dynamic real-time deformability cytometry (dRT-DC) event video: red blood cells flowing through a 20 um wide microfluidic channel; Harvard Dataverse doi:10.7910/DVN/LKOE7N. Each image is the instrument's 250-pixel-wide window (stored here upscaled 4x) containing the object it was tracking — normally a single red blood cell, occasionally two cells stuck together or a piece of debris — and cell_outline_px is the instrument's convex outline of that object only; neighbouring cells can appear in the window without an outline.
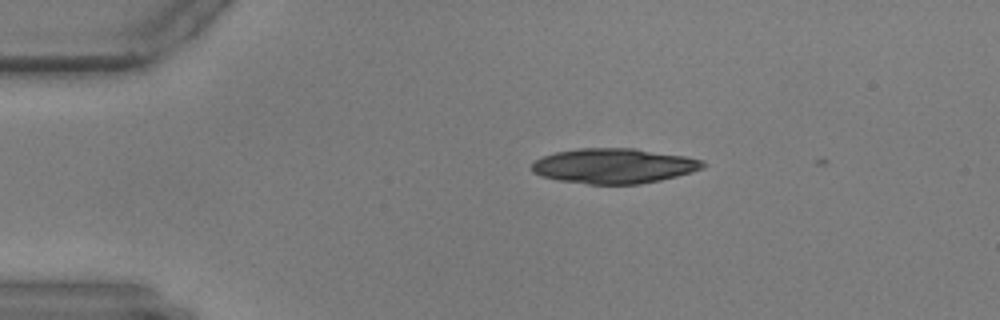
{"species": "common noctule bat (a hibernating species)", "species_latin": "Nyctalus noctula", "temperature_condition": "warm", "stored_images_in_passage": 8, "camera_frame_rate_fps": 3000, "um_per_image_px": 0.085, "animal": {"sex": "male", "body_mass_g": 17.9, "forearm_length_mm": 54.2}, "frame": {"image": 1, "passage_image": 3, "time_ms": 0.667, "image_size_px": [1000, 320], "cell_outline_px": [[708, 164], [704, 168], [692, 172], [660, 180], [640, 184], [588, 184], [556, 180], [540, 176], [532, 172], [532, 164], [536, 160], [544, 156], [556, 152], [576, 148], [636, 148], [684, 156], [704, 160]], "centroid_in_image_um": [52.2, 14.1], "position_along_channel_um": 32.8, "area_um2": 35.14}}